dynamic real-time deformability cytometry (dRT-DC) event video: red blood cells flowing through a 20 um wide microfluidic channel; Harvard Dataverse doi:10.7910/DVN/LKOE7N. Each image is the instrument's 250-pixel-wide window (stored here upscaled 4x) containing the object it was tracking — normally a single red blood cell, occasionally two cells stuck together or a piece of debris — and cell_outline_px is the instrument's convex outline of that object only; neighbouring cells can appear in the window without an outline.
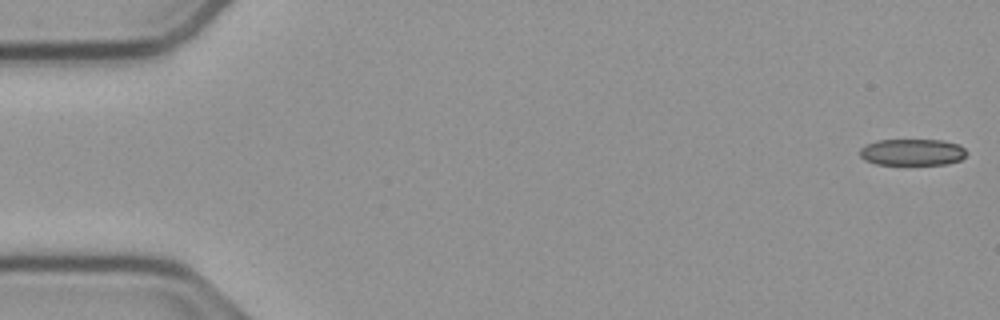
{"species": "common noctule bat (a hibernating species)", "species_latin": "Nyctalus noctula", "temperature_condition": "cold", "stored_images_in_passage": 11, "camera_frame_rate_fps": 3000, "um_per_image_px": 0.085, "animal": {"sex": "male", "body_mass_g": 23.1, "forearm_length_mm": 52.7}, "frame": {"image": 1, "passage_image": 1, "time_ms": 0.0, "image_size_px": [1000, 320], "cell_outline_px": [[968, 152], [960, 160], [948, 164], [876, 164], [864, 160], [860, 156], [860, 148], [876, 140], [944, 140], [960, 144]], "centroid_in_image_um": [77.57, 12.93], "position_along_channel_um": 7.4, "area_um2": 16.59}}